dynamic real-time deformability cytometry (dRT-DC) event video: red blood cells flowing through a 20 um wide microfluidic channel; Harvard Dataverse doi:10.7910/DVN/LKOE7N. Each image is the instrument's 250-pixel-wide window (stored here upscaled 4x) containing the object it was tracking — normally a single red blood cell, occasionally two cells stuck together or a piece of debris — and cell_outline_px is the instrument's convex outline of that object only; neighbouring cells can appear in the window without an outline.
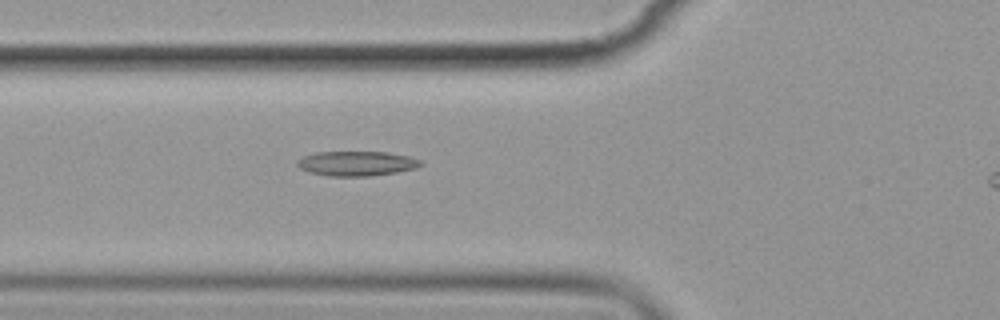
{"species": "common noctule bat (a hibernating species)", "species_latin": "Nyctalus noctula", "temperature_condition": "cold", "stored_images_in_passage": 8, "camera_frame_rate_fps": 3000, "um_per_image_px": 0.085, "animal": {"sex": "female", "body_mass_g": 19.9}, "frame": {"image": 1, "passage_image": 8, "time_ms": 9.333, "image_size_px": [1000, 320], "cell_outline_px": [[424, 164], [416, 168], [396, 172], [368, 176], [328, 176], [308, 172], [300, 168], [296, 164], [296, 160], [304, 156], [316, 152], [388, 152], [408, 156], [424, 160]], "centroid_in_image_um": [30.33, 13.89], "position_along_channel_um": 95.5, "area_um2": 17.92}}